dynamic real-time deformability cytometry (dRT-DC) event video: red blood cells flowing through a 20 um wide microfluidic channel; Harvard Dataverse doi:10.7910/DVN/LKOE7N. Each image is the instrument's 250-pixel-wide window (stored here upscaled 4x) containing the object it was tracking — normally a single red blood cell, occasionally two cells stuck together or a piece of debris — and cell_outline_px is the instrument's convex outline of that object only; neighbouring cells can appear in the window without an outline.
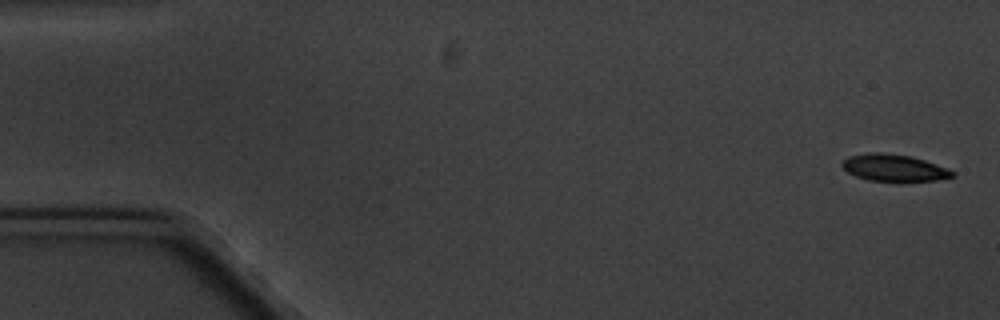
{"species": "common noctule bat (a hibernating species)", "species_latin": "Nyctalus noctula", "temperature_condition": "cold", "stored_images_in_passage": 6, "camera_frame_rate_fps": 3000, "um_per_image_px": 0.085, "animal": {"sex": "male", "body_mass_g": 20.1, "forearm_length_mm": 53.5}, "frame": {"image": 1, "passage_image": 1, "time_ms": 0.0, "image_size_px": [1000, 320], "cell_outline_px": [[956, 176], [936, 180], [868, 180], [856, 176], [848, 172], [840, 164], [848, 156], [868, 152], [880, 152], [912, 156], [948, 168], [956, 172]], "centroid_in_image_um": [76.0, 14.24], "position_along_channel_um": 9.0, "area_um2": 17.11}}
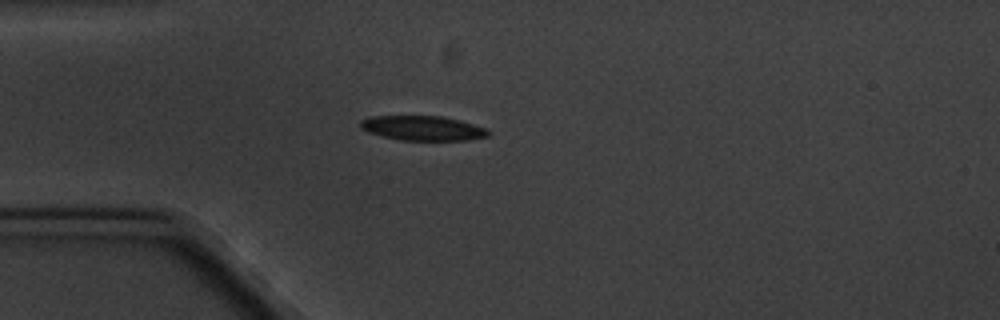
{"frame": {"image": 2, "passage_image": 5, "time_ms": 4.667, "image_size_px": [1000, 320], "cell_outline_px": [[492, 132], [488, 136], [468, 140], [400, 140], [368, 132], [360, 128], [360, 120], [368, 116], [444, 116], [460, 120], [488, 128]], "centroid_in_image_um": [35.96, 10.88], "position_along_channel_um": 49.0, "area_um2": 18.55}}